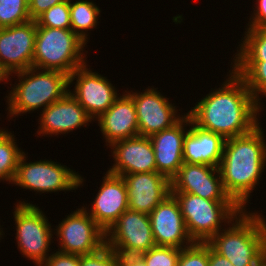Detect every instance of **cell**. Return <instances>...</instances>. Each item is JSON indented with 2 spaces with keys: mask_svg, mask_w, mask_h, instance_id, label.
<instances>
[{
  "mask_svg": "<svg viewBox=\"0 0 266 266\" xmlns=\"http://www.w3.org/2000/svg\"><path fill=\"white\" fill-rule=\"evenodd\" d=\"M197 103L187 113L191 121L225 140L247 134L260 124V104L234 70L220 88Z\"/></svg>",
  "mask_w": 266,
  "mask_h": 266,
  "instance_id": "cell-1",
  "label": "cell"
},
{
  "mask_svg": "<svg viewBox=\"0 0 266 266\" xmlns=\"http://www.w3.org/2000/svg\"><path fill=\"white\" fill-rule=\"evenodd\" d=\"M260 126L226 139L218 166L225 192L243 210L266 166V142Z\"/></svg>",
  "mask_w": 266,
  "mask_h": 266,
  "instance_id": "cell-2",
  "label": "cell"
},
{
  "mask_svg": "<svg viewBox=\"0 0 266 266\" xmlns=\"http://www.w3.org/2000/svg\"><path fill=\"white\" fill-rule=\"evenodd\" d=\"M261 216L243 210L232 227L222 229L207 243L234 266H254L266 254V220Z\"/></svg>",
  "mask_w": 266,
  "mask_h": 266,
  "instance_id": "cell-3",
  "label": "cell"
},
{
  "mask_svg": "<svg viewBox=\"0 0 266 266\" xmlns=\"http://www.w3.org/2000/svg\"><path fill=\"white\" fill-rule=\"evenodd\" d=\"M14 74L19 83L6 96L10 117L44 107L43 110L70 91L69 75L63 72L30 67Z\"/></svg>",
  "mask_w": 266,
  "mask_h": 266,
  "instance_id": "cell-4",
  "label": "cell"
},
{
  "mask_svg": "<svg viewBox=\"0 0 266 266\" xmlns=\"http://www.w3.org/2000/svg\"><path fill=\"white\" fill-rule=\"evenodd\" d=\"M86 44L71 29L48 28L37 24L32 67L70 75L86 64L83 53Z\"/></svg>",
  "mask_w": 266,
  "mask_h": 266,
  "instance_id": "cell-5",
  "label": "cell"
},
{
  "mask_svg": "<svg viewBox=\"0 0 266 266\" xmlns=\"http://www.w3.org/2000/svg\"><path fill=\"white\" fill-rule=\"evenodd\" d=\"M177 200L188 234L194 242H208L230 225L243 209L234 200H207L191 193H171Z\"/></svg>",
  "mask_w": 266,
  "mask_h": 266,
  "instance_id": "cell-6",
  "label": "cell"
},
{
  "mask_svg": "<svg viewBox=\"0 0 266 266\" xmlns=\"http://www.w3.org/2000/svg\"><path fill=\"white\" fill-rule=\"evenodd\" d=\"M16 240L22 255L41 266L49 256L53 236L51 224L42 210L32 203L20 201L15 205Z\"/></svg>",
  "mask_w": 266,
  "mask_h": 266,
  "instance_id": "cell-7",
  "label": "cell"
},
{
  "mask_svg": "<svg viewBox=\"0 0 266 266\" xmlns=\"http://www.w3.org/2000/svg\"><path fill=\"white\" fill-rule=\"evenodd\" d=\"M25 155L20 157L12 184L37 193L75 190L82 185L83 178L69 167L51 160L28 163Z\"/></svg>",
  "mask_w": 266,
  "mask_h": 266,
  "instance_id": "cell-8",
  "label": "cell"
},
{
  "mask_svg": "<svg viewBox=\"0 0 266 266\" xmlns=\"http://www.w3.org/2000/svg\"><path fill=\"white\" fill-rule=\"evenodd\" d=\"M105 244L119 255H140L156 246L149 214L127 209L105 233Z\"/></svg>",
  "mask_w": 266,
  "mask_h": 266,
  "instance_id": "cell-9",
  "label": "cell"
},
{
  "mask_svg": "<svg viewBox=\"0 0 266 266\" xmlns=\"http://www.w3.org/2000/svg\"><path fill=\"white\" fill-rule=\"evenodd\" d=\"M86 209H77L58 224L55 230L60 252L81 256L97 252L105 245V232Z\"/></svg>",
  "mask_w": 266,
  "mask_h": 266,
  "instance_id": "cell-10",
  "label": "cell"
},
{
  "mask_svg": "<svg viewBox=\"0 0 266 266\" xmlns=\"http://www.w3.org/2000/svg\"><path fill=\"white\" fill-rule=\"evenodd\" d=\"M37 23L30 20L0 28V72L9 75L32 67Z\"/></svg>",
  "mask_w": 266,
  "mask_h": 266,
  "instance_id": "cell-11",
  "label": "cell"
},
{
  "mask_svg": "<svg viewBox=\"0 0 266 266\" xmlns=\"http://www.w3.org/2000/svg\"><path fill=\"white\" fill-rule=\"evenodd\" d=\"M76 80L74 91H69L92 119H97L118 98L115 86L87 65L75 69L69 75V84Z\"/></svg>",
  "mask_w": 266,
  "mask_h": 266,
  "instance_id": "cell-12",
  "label": "cell"
},
{
  "mask_svg": "<svg viewBox=\"0 0 266 266\" xmlns=\"http://www.w3.org/2000/svg\"><path fill=\"white\" fill-rule=\"evenodd\" d=\"M156 89V90H155ZM143 93L127 92L133 99L139 127V136L150 137L176 124L182 117L175 106L157 88ZM177 116V117H176Z\"/></svg>",
  "mask_w": 266,
  "mask_h": 266,
  "instance_id": "cell-13",
  "label": "cell"
},
{
  "mask_svg": "<svg viewBox=\"0 0 266 266\" xmlns=\"http://www.w3.org/2000/svg\"><path fill=\"white\" fill-rule=\"evenodd\" d=\"M171 193H191L207 200H233L223 188L218 167L185 162L171 180Z\"/></svg>",
  "mask_w": 266,
  "mask_h": 266,
  "instance_id": "cell-14",
  "label": "cell"
},
{
  "mask_svg": "<svg viewBox=\"0 0 266 266\" xmlns=\"http://www.w3.org/2000/svg\"><path fill=\"white\" fill-rule=\"evenodd\" d=\"M149 217L156 246L182 249L194 243L188 234L179 204L172 194L160 202Z\"/></svg>",
  "mask_w": 266,
  "mask_h": 266,
  "instance_id": "cell-15",
  "label": "cell"
},
{
  "mask_svg": "<svg viewBox=\"0 0 266 266\" xmlns=\"http://www.w3.org/2000/svg\"><path fill=\"white\" fill-rule=\"evenodd\" d=\"M121 176L127 187L130 210L150 214L171 194V181L156 171Z\"/></svg>",
  "mask_w": 266,
  "mask_h": 266,
  "instance_id": "cell-16",
  "label": "cell"
},
{
  "mask_svg": "<svg viewBox=\"0 0 266 266\" xmlns=\"http://www.w3.org/2000/svg\"><path fill=\"white\" fill-rule=\"evenodd\" d=\"M190 124V117L186 113L168 129H164L149 137L151 140L156 161V172L164 175L170 181L177 175L183 161L184 138ZM186 131H185V130Z\"/></svg>",
  "mask_w": 266,
  "mask_h": 266,
  "instance_id": "cell-17",
  "label": "cell"
},
{
  "mask_svg": "<svg viewBox=\"0 0 266 266\" xmlns=\"http://www.w3.org/2000/svg\"><path fill=\"white\" fill-rule=\"evenodd\" d=\"M101 188L87 213L106 233L128 207V194L122 176L106 172Z\"/></svg>",
  "mask_w": 266,
  "mask_h": 266,
  "instance_id": "cell-18",
  "label": "cell"
},
{
  "mask_svg": "<svg viewBox=\"0 0 266 266\" xmlns=\"http://www.w3.org/2000/svg\"><path fill=\"white\" fill-rule=\"evenodd\" d=\"M109 147L113 150L115 163L107 172L121 176L156 171L155 153L149 137L119 140Z\"/></svg>",
  "mask_w": 266,
  "mask_h": 266,
  "instance_id": "cell-19",
  "label": "cell"
},
{
  "mask_svg": "<svg viewBox=\"0 0 266 266\" xmlns=\"http://www.w3.org/2000/svg\"><path fill=\"white\" fill-rule=\"evenodd\" d=\"M40 130L37 134L58 135L71 132L75 128L87 126L93 120L77 100L68 92L63 98L43 109Z\"/></svg>",
  "mask_w": 266,
  "mask_h": 266,
  "instance_id": "cell-20",
  "label": "cell"
},
{
  "mask_svg": "<svg viewBox=\"0 0 266 266\" xmlns=\"http://www.w3.org/2000/svg\"><path fill=\"white\" fill-rule=\"evenodd\" d=\"M96 120L109 146L116 141L139 136L135 105L127 91Z\"/></svg>",
  "mask_w": 266,
  "mask_h": 266,
  "instance_id": "cell-21",
  "label": "cell"
},
{
  "mask_svg": "<svg viewBox=\"0 0 266 266\" xmlns=\"http://www.w3.org/2000/svg\"><path fill=\"white\" fill-rule=\"evenodd\" d=\"M189 128L184 138L183 161L188 164L218 167L225 139L217 133L198 127L191 119Z\"/></svg>",
  "mask_w": 266,
  "mask_h": 266,
  "instance_id": "cell-22",
  "label": "cell"
},
{
  "mask_svg": "<svg viewBox=\"0 0 266 266\" xmlns=\"http://www.w3.org/2000/svg\"><path fill=\"white\" fill-rule=\"evenodd\" d=\"M99 15V7L92 1L79 0L71 3L70 0L71 30L85 43L88 39L86 31L96 28Z\"/></svg>",
  "mask_w": 266,
  "mask_h": 266,
  "instance_id": "cell-23",
  "label": "cell"
},
{
  "mask_svg": "<svg viewBox=\"0 0 266 266\" xmlns=\"http://www.w3.org/2000/svg\"><path fill=\"white\" fill-rule=\"evenodd\" d=\"M233 70L245 81L260 104L259 94L266 96V61H233Z\"/></svg>",
  "mask_w": 266,
  "mask_h": 266,
  "instance_id": "cell-24",
  "label": "cell"
},
{
  "mask_svg": "<svg viewBox=\"0 0 266 266\" xmlns=\"http://www.w3.org/2000/svg\"><path fill=\"white\" fill-rule=\"evenodd\" d=\"M11 132L0 129V180L13 182L18 162L24 153L16 145Z\"/></svg>",
  "mask_w": 266,
  "mask_h": 266,
  "instance_id": "cell-25",
  "label": "cell"
},
{
  "mask_svg": "<svg viewBox=\"0 0 266 266\" xmlns=\"http://www.w3.org/2000/svg\"><path fill=\"white\" fill-rule=\"evenodd\" d=\"M234 61H266V27L247 28Z\"/></svg>",
  "mask_w": 266,
  "mask_h": 266,
  "instance_id": "cell-26",
  "label": "cell"
},
{
  "mask_svg": "<svg viewBox=\"0 0 266 266\" xmlns=\"http://www.w3.org/2000/svg\"><path fill=\"white\" fill-rule=\"evenodd\" d=\"M28 4L23 0H0V28L30 21Z\"/></svg>",
  "mask_w": 266,
  "mask_h": 266,
  "instance_id": "cell-27",
  "label": "cell"
},
{
  "mask_svg": "<svg viewBox=\"0 0 266 266\" xmlns=\"http://www.w3.org/2000/svg\"><path fill=\"white\" fill-rule=\"evenodd\" d=\"M42 27L71 29L70 1H64L51 7L36 20Z\"/></svg>",
  "mask_w": 266,
  "mask_h": 266,
  "instance_id": "cell-28",
  "label": "cell"
},
{
  "mask_svg": "<svg viewBox=\"0 0 266 266\" xmlns=\"http://www.w3.org/2000/svg\"><path fill=\"white\" fill-rule=\"evenodd\" d=\"M181 249L172 246H154L140 254L147 266H177Z\"/></svg>",
  "mask_w": 266,
  "mask_h": 266,
  "instance_id": "cell-29",
  "label": "cell"
},
{
  "mask_svg": "<svg viewBox=\"0 0 266 266\" xmlns=\"http://www.w3.org/2000/svg\"><path fill=\"white\" fill-rule=\"evenodd\" d=\"M177 266H208V243L194 242L182 248Z\"/></svg>",
  "mask_w": 266,
  "mask_h": 266,
  "instance_id": "cell-30",
  "label": "cell"
},
{
  "mask_svg": "<svg viewBox=\"0 0 266 266\" xmlns=\"http://www.w3.org/2000/svg\"><path fill=\"white\" fill-rule=\"evenodd\" d=\"M80 266H119V254L105 244L97 252L81 255Z\"/></svg>",
  "mask_w": 266,
  "mask_h": 266,
  "instance_id": "cell-31",
  "label": "cell"
},
{
  "mask_svg": "<svg viewBox=\"0 0 266 266\" xmlns=\"http://www.w3.org/2000/svg\"><path fill=\"white\" fill-rule=\"evenodd\" d=\"M50 255L41 266H80L79 255L63 253L60 251Z\"/></svg>",
  "mask_w": 266,
  "mask_h": 266,
  "instance_id": "cell-32",
  "label": "cell"
},
{
  "mask_svg": "<svg viewBox=\"0 0 266 266\" xmlns=\"http://www.w3.org/2000/svg\"><path fill=\"white\" fill-rule=\"evenodd\" d=\"M64 1L70 0H31L28 4L30 19L36 20L45 11Z\"/></svg>",
  "mask_w": 266,
  "mask_h": 266,
  "instance_id": "cell-33",
  "label": "cell"
},
{
  "mask_svg": "<svg viewBox=\"0 0 266 266\" xmlns=\"http://www.w3.org/2000/svg\"><path fill=\"white\" fill-rule=\"evenodd\" d=\"M256 10L252 18H250L248 28L266 27V0H256Z\"/></svg>",
  "mask_w": 266,
  "mask_h": 266,
  "instance_id": "cell-34",
  "label": "cell"
},
{
  "mask_svg": "<svg viewBox=\"0 0 266 266\" xmlns=\"http://www.w3.org/2000/svg\"><path fill=\"white\" fill-rule=\"evenodd\" d=\"M208 266H234L227 258L217 253L208 244Z\"/></svg>",
  "mask_w": 266,
  "mask_h": 266,
  "instance_id": "cell-35",
  "label": "cell"
},
{
  "mask_svg": "<svg viewBox=\"0 0 266 266\" xmlns=\"http://www.w3.org/2000/svg\"><path fill=\"white\" fill-rule=\"evenodd\" d=\"M119 266H147L140 255H119Z\"/></svg>",
  "mask_w": 266,
  "mask_h": 266,
  "instance_id": "cell-36",
  "label": "cell"
},
{
  "mask_svg": "<svg viewBox=\"0 0 266 266\" xmlns=\"http://www.w3.org/2000/svg\"><path fill=\"white\" fill-rule=\"evenodd\" d=\"M254 266H266V254Z\"/></svg>",
  "mask_w": 266,
  "mask_h": 266,
  "instance_id": "cell-37",
  "label": "cell"
},
{
  "mask_svg": "<svg viewBox=\"0 0 266 266\" xmlns=\"http://www.w3.org/2000/svg\"><path fill=\"white\" fill-rule=\"evenodd\" d=\"M6 77L0 72V82L5 81Z\"/></svg>",
  "mask_w": 266,
  "mask_h": 266,
  "instance_id": "cell-38",
  "label": "cell"
},
{
  "mask_svg": "<svg viewBox=\"0 0 266 266\" xmlns=\"http://www.w3.org/2000/svg\"><path fill=\"white\" fill-rule=\"evenodd\" d=\"M23 1L29 4L31 0H23Z\"/></svg>",
  "mask_w": 266,
  "mask_h": 266,
  "instance_id": "cell-39",
  "label": "cell"
},
{
  "mask_svg": "<svg viewBox=\"0 0 266 266\" xmlns=\"http://www.w3.org/2000/svg\"><path fill=\"white\" fill-rule=\"evenodd\" d=\"M1 231L3 232V230L0 229V238H1V235H3Z\"/></svg>",
  "mask_w": 266,
  "mask_h": 266,
  "instance_id": "cell-40",
  "label": "cell"
}]
</instances>
